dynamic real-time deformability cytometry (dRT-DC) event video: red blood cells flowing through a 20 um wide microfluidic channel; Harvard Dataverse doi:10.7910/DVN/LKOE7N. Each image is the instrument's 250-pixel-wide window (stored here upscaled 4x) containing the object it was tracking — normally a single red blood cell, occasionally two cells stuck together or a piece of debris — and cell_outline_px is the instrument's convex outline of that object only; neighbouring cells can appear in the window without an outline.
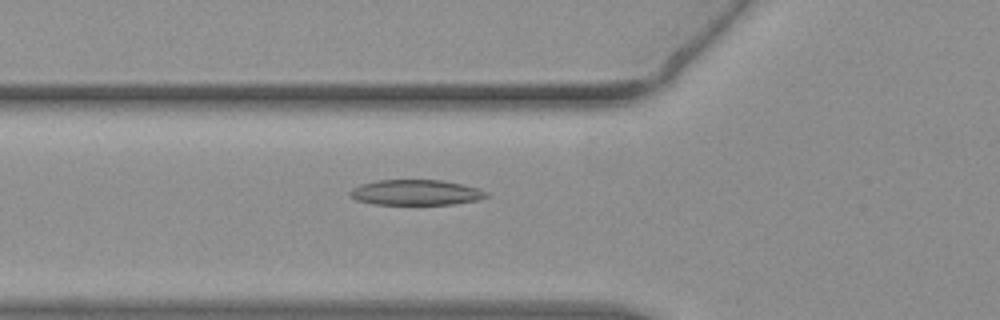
{"species": "common noctule bat (a hibernating species)", "species_latin": "Nyctalus noctula", "temperature_condition": "warm", "stored_images_in_passage": 49, "camera_frame_rate_fps": 3000, "um_per_image_px": 0.085, "animal": {"sex": "female", "body_mass_g": 19.3, "forearm_length_mm": 54.1}, "frame": {"image": 1, "passage_image": 19, "time_ms": 6.0, "image_size_px": [1000, 320], "cell_outline_px": [[488, 196], [476, 200], [452, 204], [372, 204], [356, 200], [348, 196], [348, 192], [352, 188], [360, 184], [376, 180], [440, 180], [464, 184], [480, 188], [488, 192]], "centroid_in_image_um": [35.32, 16.35], "position_along_channel_um": 90.5, "area_um2": 20.35}}
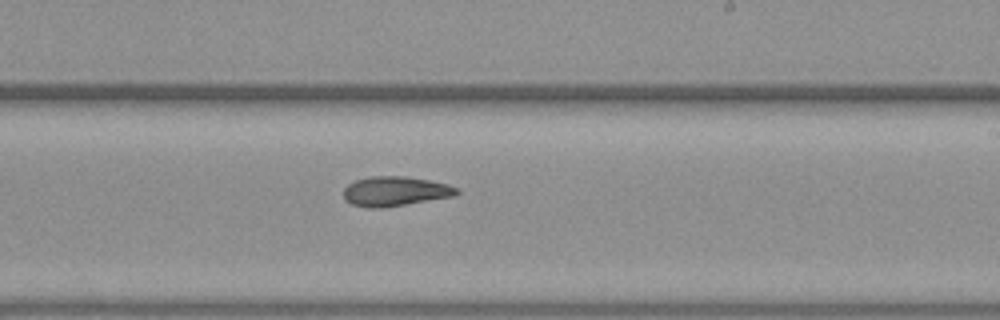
{"frame": {"image": 2, "passage_image": 32, "time_ms": 10.333, "image_size_px": [1000, 320], "cell_outline_px": [[460, 192], [456, 196], [380, 208], [368, 208], [352, 204], [344, 200], [344, 188], [348, 184], [356, 180], [372, 176], [404, 176], [428, 180], [448, 184], [456, 188]], "centroid_in_image_um": [33.58, 16.26], "position_along_channel_um": 255.4, "area_um2": 19.48}}
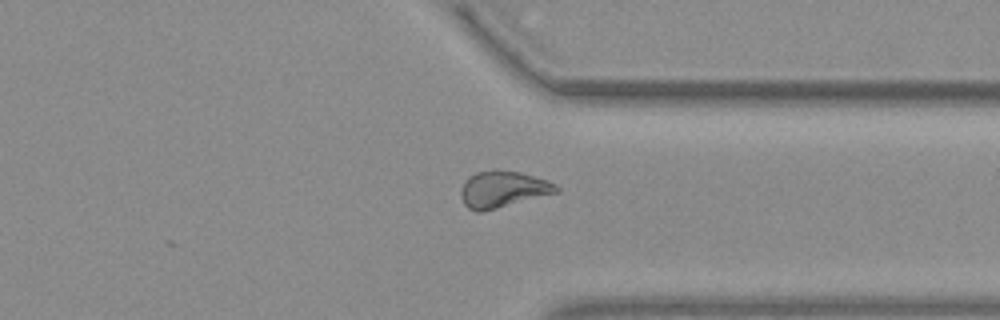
{"frame": {"image": 3, "passage_image": 41, "time_ms": 13.333, "image_size_px": [1000, 320], "cell_outline_px": [[560, 192], [484, 212], [476, 212], [468, 208], [464, 204], [460, 196], [460, 188], [464, 180], [468, 176], [476, 172], [492, 168], [500, 168], [520, 172], [548, 180], [556, 184], [560, 188]], "centroid_in_image_um": [42.73, 16.07], "position_along_channel_um": 368.7, "area_um2": 21.1}}